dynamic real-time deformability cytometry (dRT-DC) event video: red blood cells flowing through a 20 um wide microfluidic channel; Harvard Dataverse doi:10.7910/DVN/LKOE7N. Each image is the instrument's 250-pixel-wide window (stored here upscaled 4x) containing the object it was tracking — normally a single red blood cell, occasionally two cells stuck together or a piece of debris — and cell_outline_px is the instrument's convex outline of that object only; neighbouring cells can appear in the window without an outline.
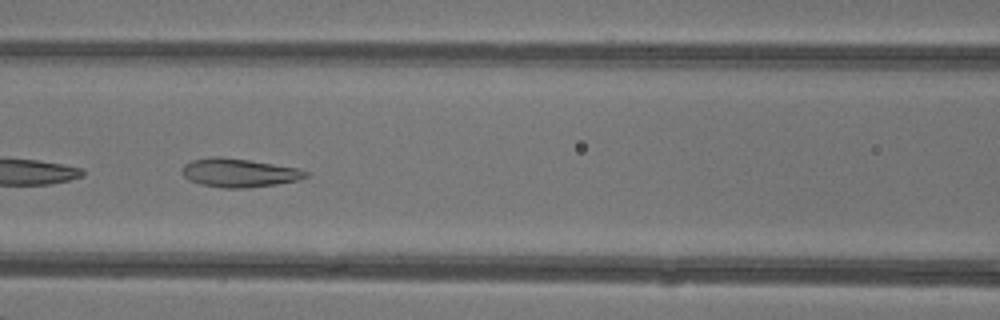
{"species": "common noctule bat (a hibernating species)", "species_latin": "Nyctalus noctula", "temperature_condition": "warm", "stored_images_in_passage": 20, "camera_frame_rate_fps": 3000, "um_per_image_px": 0.085, "animal": {"sex": "female"}, "frame": {"image": 1, "passage_image": 6, "time_ms": 1.667, "image_size_px": [1000, 320], "cell_outline_px": [[308, 176], [300, 180], [276, 184], [248, 188], [224, 188], [200, 184], [188, 180], [180, 172], [180, 168], [184, 164], [192, 160], [208, 156], [220, 156], [248, 160], [296, 168], [308, 172]], "centroid_in_image_um": [20.25, 14.69], "position_along_channel_um": 146.3, "area_um2": 20.75}}
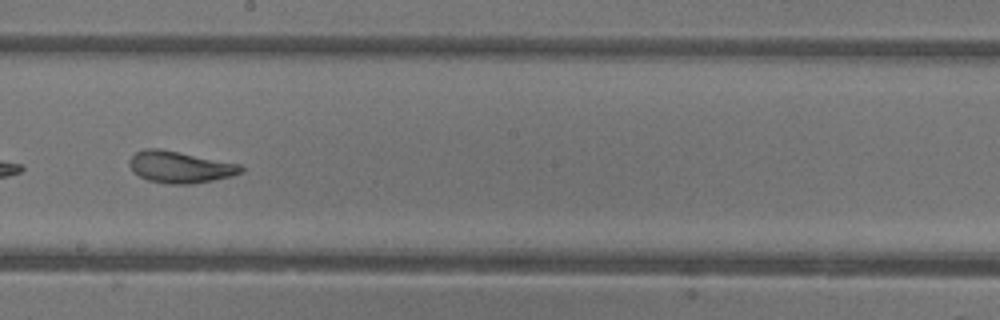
{"frame": {"image": 2, "passage_image": 12, "time_ms": 3.667, "image_size_px": [1000, 320], "cell_outline_px": [[244, 172], [232, 176], [192, 184], [164, 184], [148, 180], [140, 176], [128, 164], [128, 160], [136, 152], [144, 148], [160, 148], [240, 164], [244, 168]], "centroid_in_image_um": [15.31, 14.2], "position_along_channel_um": 232.9, "area_um2": 20.63}}
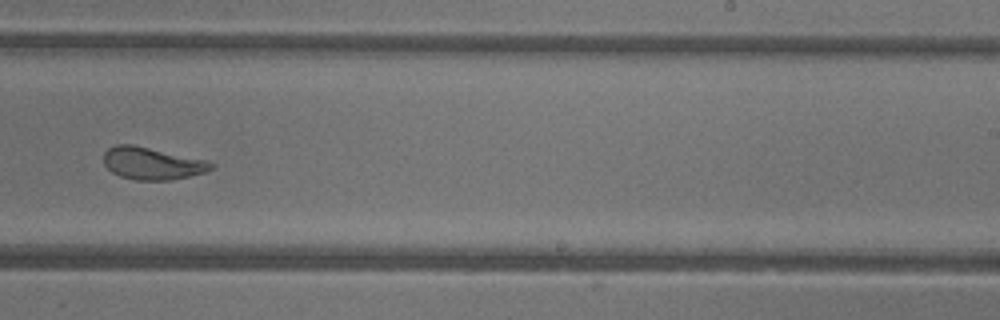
{"frame": {"image": 3, "passage_image": 15, "time_ms": 4.667, "image_size_px": [1000, 320], "cell_outline_px": [[216, 164], [212, 168], [204, 172], [172, 180], [136, 180], [120, 176], [112, 172], [104, 164], [104, 152], [108, 148], [116, 144], [132, 144], [208, 160]], "centroid_in_image_um": [12.93, 13.88], "position_along_channel_um": 276.1, "area_um2": 20.23}}